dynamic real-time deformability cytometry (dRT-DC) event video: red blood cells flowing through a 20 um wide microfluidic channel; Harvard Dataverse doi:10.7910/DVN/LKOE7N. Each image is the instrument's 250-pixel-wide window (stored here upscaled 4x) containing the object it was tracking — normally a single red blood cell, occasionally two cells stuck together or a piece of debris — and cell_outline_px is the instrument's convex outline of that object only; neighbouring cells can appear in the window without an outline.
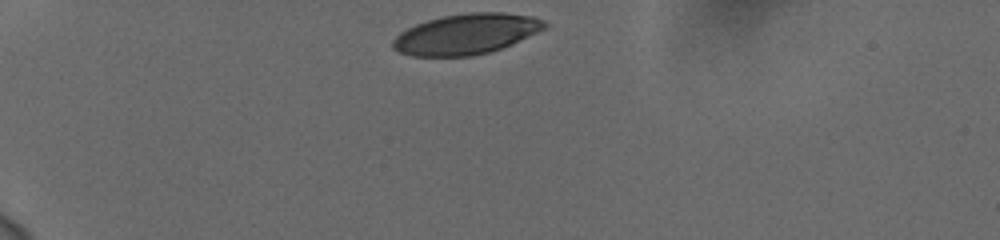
{"species": "human", "species_latin": "Homo sapiens", "temperature_condition": "cold", "stored_images_in_passage": 35, "camera_frame_rate_fps": 3000, "um_per_image_px": 0.085, "donor": {"sex": "female"}, "frame": {"image": 1, "passage_image": 1, "time_ms": 0.0, "image_size_px": [1000, 240], "cell_outline_px": [[548, 24], [544, 28], [512, 44], [488, 52], [472, 56], [412, 56], [400, 52], [392, 48], [392, 40], [400, 32], [416, 24], [428, 20], [444, 16], [468, 12], [500, 12], [532, 16], [544, 20]], "centroid_in_image_um": [39.61, 2.89], "position_along_channel_um": 45.4, "area_um2": 35.55}}
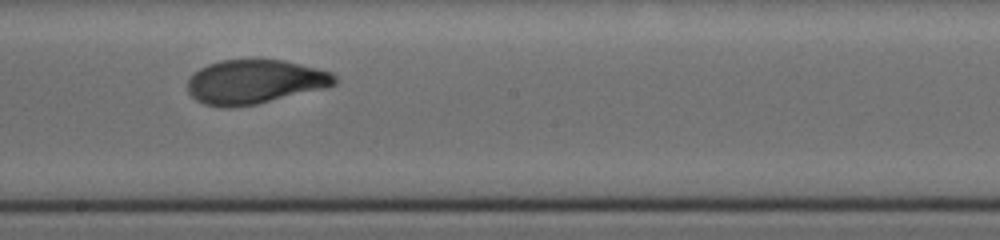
{"frame": {"image": 2, "passage_image": 20, "time_ms": 6.333, "image_size_px": [1000, 240], "cell_outline_px": [[336, 84], [328, 88], [256, 104], [232, 108], [224, 108], [204, 104], [196, 100], [188, 92], [188, 80], [200, 68], [208, 64], [220, 60], [284, 60], [332, 72], [336, 76]], "centroid_in_image_um": [21.68, 6.97], "position_along_channel_um": 226.5, "area_um2": 37.92}}
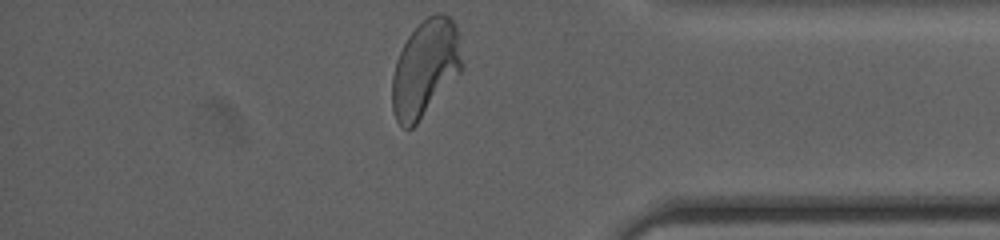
{"frame": {"image": 3, "passage_image": 35, "time_ms": 11.333, "image_size_px": [1000, 240], "cell_outline_px": [[464, 68], [416, 124], [412, 128], [404, 128], [396, 120], [392, 108], [392, 76], [396, 60], [408, 36], [428, 16], [436, 12], [440, 12], [448, 16], [452, 20], [460, 36], [464, 64]], "centroid_in_image_um": [36.17, 5.79], "position_along_channel_um": 399.0, "area_um2": 39.36}, "authors_computed_cell_mechanics": {"area_um2": 37.9168, "velocity_mm_per_s": 3.7068, "shape_relaxation_time_tau1_ms": 4.3546, "shape_relaxation_time_tau2_ms": 0.8618, "deformation_change_tau1": 0.1864, "deformation_change_tau2": 0.0562}}